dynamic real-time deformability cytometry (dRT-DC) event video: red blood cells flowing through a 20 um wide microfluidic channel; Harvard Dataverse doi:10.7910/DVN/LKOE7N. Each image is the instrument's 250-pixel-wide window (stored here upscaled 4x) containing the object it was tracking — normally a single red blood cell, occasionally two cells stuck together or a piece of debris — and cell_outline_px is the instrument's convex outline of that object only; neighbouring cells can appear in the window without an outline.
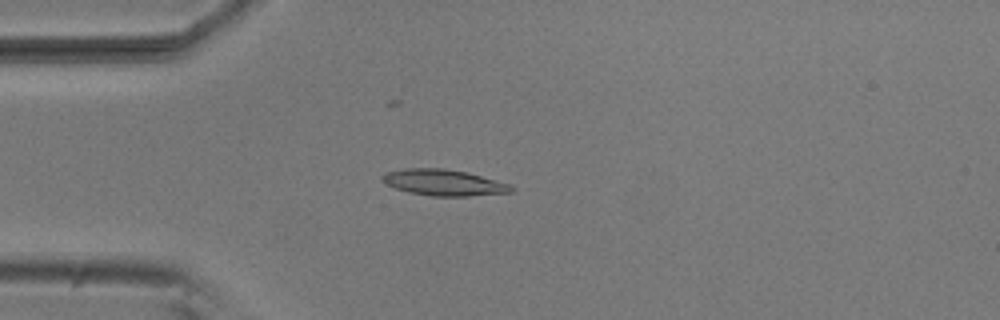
{"species": "common noctule bat (a hibernating species)", "species_latin": "Nyctalus noctula", "temperature_condition": "room temperature", "stored_images_in_passage": 4, "camera_frame_rate_fps": 3000, "um_per_image_px": 0.085, "animal": {"sex": "male", "body_mass_g": 20.5, "forearm_length_mm": 52.5}, "frame": {"image": 1, "passage_image": 4, "time_ms": 1.0, "image_size_px": [1000, 320], "cell_outline_px": [[516, 188], [512, 192], [468, 196], [432, 196], [408, 192], [396, 188], [380, 180], [380, 176], [388, 172], [404, 168], [444, 168], [468, 172], [512, 184]], "centroid_in_image_um": [37.76, 15.51], "position_along_channel_um": 47.2, "area_um2": 19.83}}